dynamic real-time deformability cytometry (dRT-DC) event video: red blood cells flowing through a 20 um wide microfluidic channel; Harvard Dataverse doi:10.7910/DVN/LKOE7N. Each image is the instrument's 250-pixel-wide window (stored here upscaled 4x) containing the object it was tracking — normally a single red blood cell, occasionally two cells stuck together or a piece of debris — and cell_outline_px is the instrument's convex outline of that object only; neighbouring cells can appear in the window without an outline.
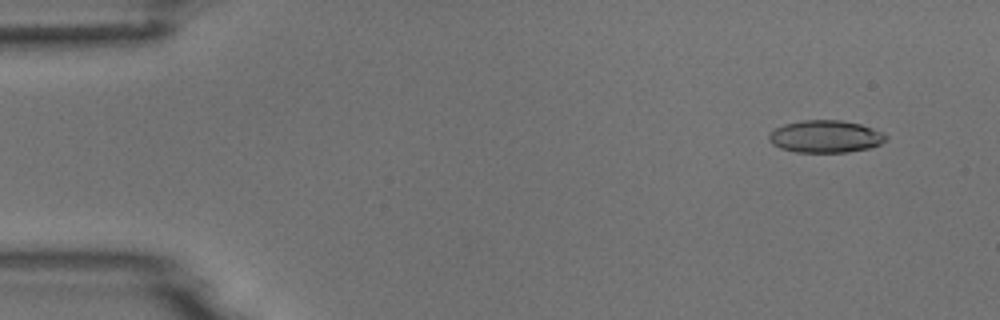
{"species": "common noctule bat (a hibernating species)", "species_latin": "Nyctalus noctula", "temperature_condition": "room temperature", "stored_images_in_passage": 3, "camera_frame_rate_fps": 3000, "um_per_image_px": 0.085, "animal": {"sex": "male", "body_mass_g": 18.8}, "frame": {"image": 1, "passage_image": 2, "time_ms": 1.0, "image_size_px": [1000, 320], "cell_outline_px": [[888, 136], [880, 144], [868, 148], [848, 152], [796, 152], [780, 148], [772, 144], [768, 140], [768, 136], [776, 128], [784, 124], [800, 120], [840, 120], [860, 124], [884, 132]], "centroid_in_image_um": [70.16, 11.6], "position_along_channel_um": 14.8, "area_um2": 22.02}}